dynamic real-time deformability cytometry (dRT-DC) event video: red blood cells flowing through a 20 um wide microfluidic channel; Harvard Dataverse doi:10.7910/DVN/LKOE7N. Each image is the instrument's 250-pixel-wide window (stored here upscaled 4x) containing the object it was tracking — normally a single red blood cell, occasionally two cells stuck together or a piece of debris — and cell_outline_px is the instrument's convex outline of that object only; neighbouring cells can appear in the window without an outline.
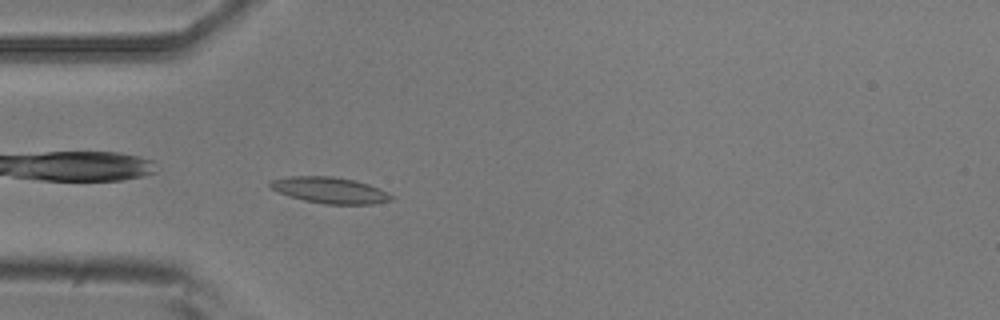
{"species": "common noctule bat (a hibernating species)", "species_latin": "Nyctalus noctula", "temperature_condition": "room temperature", "stored_images_in_passage": 4, "camera_frame_rate_fps": 3000, "um_per_image_px": 0.085, "animal": {"sex": "male", "body_mass_g": 20.5, "forearm_length_mm": 52.5}, "frame": {"image": 1, "passage_image": 4, "time_ms": 1.0, "image_size_px": [1000, 320], "cell_outline_px": [[396, 200], [372, 204], [324, 204], [304, 200], [288, 196], [272, 188], [268, 184], [272, 180], [288, 176], [332, 176], [356, 180], [368, 184], [388, 192]], "centroid_in_image_um": [28.08, 16.17], "position_along_channel_um": 56.9, "area_um2": 18.5}}